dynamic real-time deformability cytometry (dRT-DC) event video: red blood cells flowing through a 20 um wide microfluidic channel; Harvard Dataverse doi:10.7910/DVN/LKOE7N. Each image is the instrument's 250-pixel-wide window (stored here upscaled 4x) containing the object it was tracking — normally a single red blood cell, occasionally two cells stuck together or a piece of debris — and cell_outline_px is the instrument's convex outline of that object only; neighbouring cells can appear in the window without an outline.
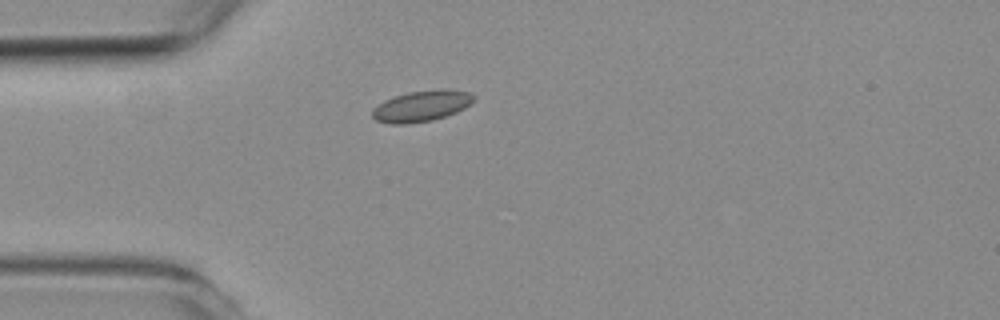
{"species": "common noctule bat (a hibernating species)", "species_latin": "Nyctalus noctula", "temperature_condition": "room temperature", "stored_images_in_passage": 1, "camera_frame_rate_fps": 3000, "um_per_image_px": 0.085, "animal": {"sex": "female", "body_mass_g": 19.3, "forearm_length_mm": 54.1}, "frame": {"image": 1, "passage_image": 1, "time_ms": 0.0, "image_size_px": [1000, 320], "cell_outline_px": [[476, 96], [464, 108], [456, 112], [432, 120], [408, 124], [388, 124], [376, 120], [372, 116], [372, 108], [384, 100], [408, 92], [436, 88], [448, 88], [468, 92]], "centroid_in_image_um": [35.8, 9.0], "position_along_channel_um": 49.2, "area_um2": 18.44}}